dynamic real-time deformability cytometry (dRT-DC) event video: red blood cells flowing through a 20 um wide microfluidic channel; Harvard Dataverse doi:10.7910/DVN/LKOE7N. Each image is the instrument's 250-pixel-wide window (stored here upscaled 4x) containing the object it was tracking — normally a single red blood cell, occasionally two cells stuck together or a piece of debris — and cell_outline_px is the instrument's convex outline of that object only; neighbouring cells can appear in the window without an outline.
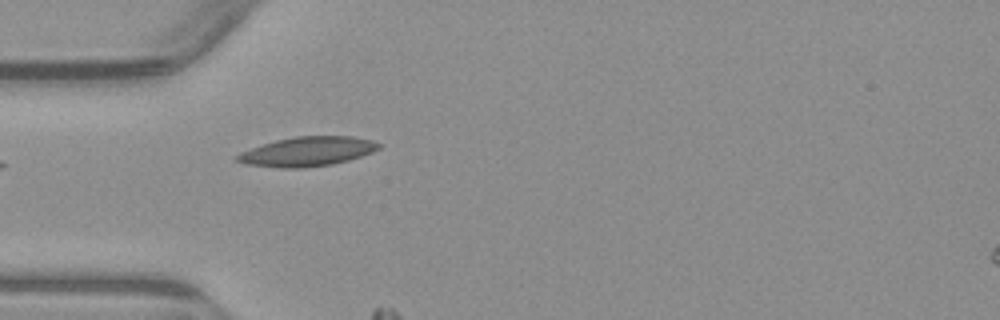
{"species": "common noctule bat (a hibernating species)", "species_latin": "Nyctalus noctula", "temperature_condition": "warm", "stored_images_in_passage": 4, "camera_frame_rate_fps": 3000, "um_per_image_px": 0.085, "animal": {"sex": "male", "body_mass_g": 23.1, "forearm_length_mm": 52.7}, "frame": {"image": 1, "passage_image": 3, "time_ms": 2.333, "image_size_px": [1000, 320], "cell_outline_px": [[380, 148], [372, 152], [348, 160], [332, 164], [304, 168], [280, 168], [244, 164], [236, 160], [232, 156], [240, 152], [276, 140], [296, 136], [352, 136], [372, 140], [380, 144]], "centroid_in_image_um": [26.09, 12.88], "position_along_channel_um": 58.9, "area_um2": 24.28}}